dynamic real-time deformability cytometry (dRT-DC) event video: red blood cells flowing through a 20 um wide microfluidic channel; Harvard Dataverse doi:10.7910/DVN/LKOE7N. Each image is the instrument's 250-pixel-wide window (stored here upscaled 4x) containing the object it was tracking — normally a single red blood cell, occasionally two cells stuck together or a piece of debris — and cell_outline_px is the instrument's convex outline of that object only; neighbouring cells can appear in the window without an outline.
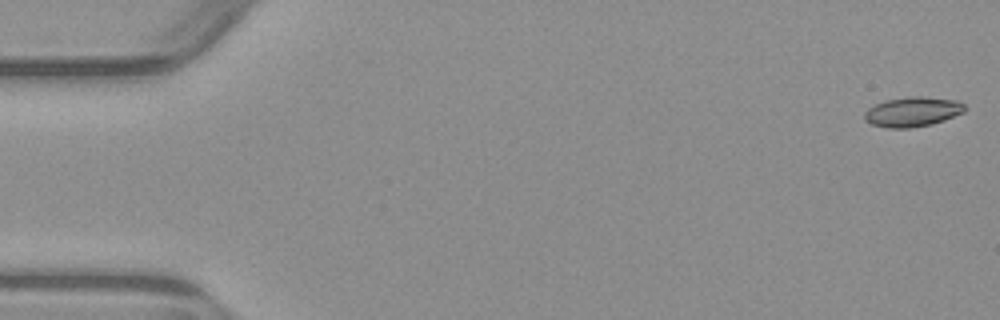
{"species": "common noctule bat (a hibernating species)", "species_latin": "Nyctalus noctula", "temperature_condition": "warm", "stored_images_in_passage": 5, "camera_frame_rate_fps": 3000, "um_per_image_px": 0.085, "animal": {"sex": "male", "body_mass_g": 23.1, "forearm_length_mm": 52.7}, "frame": {"image": 1, "passage_image": 1, "time_ms": 0.0, "image_size_px": [1000, 320], "cell_outline_px": [[968, 108], [964, 112], [944, 120], [932, 124], [908, 128], [888, 128], [872, 124], [864, 120], [864, 112], [868, 108], [884, 100], [908, 96], [924, 96], [960, 100]], "centroid_in_image_um": [77.6, 9.48], "position_along_channel_um": 7.4, "area_um2": 17.69}}
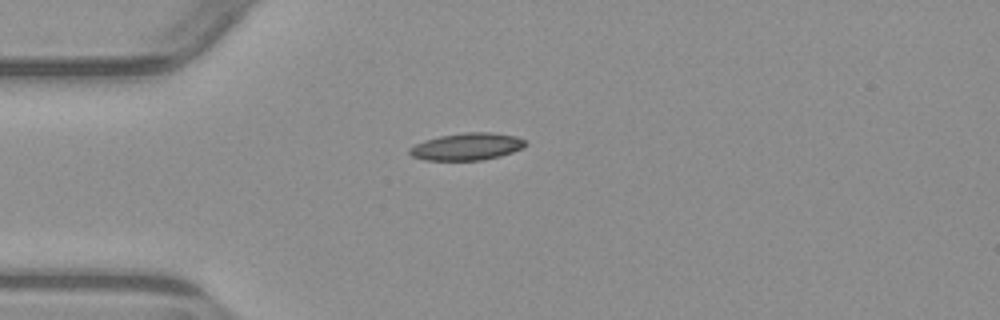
{"frame": {"image": 2, "passage_image": 4, "time_ms": 4.333, "image_size_px": [1000, 320], "cell_outline_px": [[528, 144], [512, 152], [500, 156], [480, 160], [424, 160], [412, 156], [408, 152], [408, 148], [424, 140], [440, 136], [464, 132], [492, 132], [516, 136], [524, 140]], "centroid_in_image_um": [39.67, 12.45], "position_along_channel_um": 45.3, "area_um2": 18.32}}